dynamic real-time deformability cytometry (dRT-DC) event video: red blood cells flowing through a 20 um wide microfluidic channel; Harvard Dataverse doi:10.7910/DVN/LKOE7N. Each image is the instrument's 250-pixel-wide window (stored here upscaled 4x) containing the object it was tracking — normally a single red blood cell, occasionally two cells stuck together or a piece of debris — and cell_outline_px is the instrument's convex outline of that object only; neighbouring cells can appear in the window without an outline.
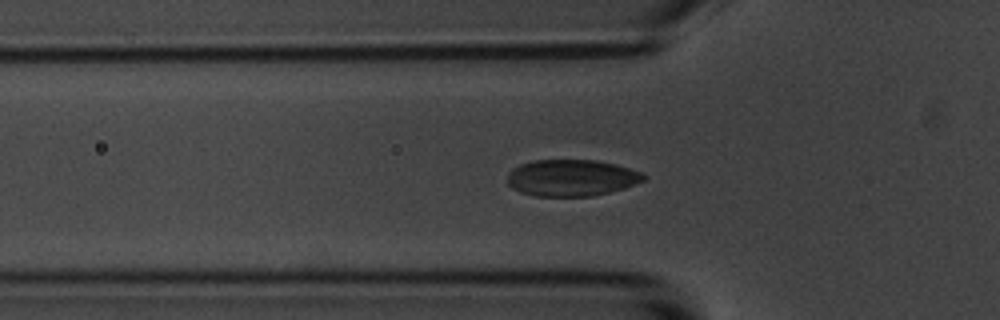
{"species": "common noctule bat (a hibernating species)", "species_latin": "Nyctalus noctula", "temperature_condition": "room temperature", "stored_images_in_passage": 49, "camera_frame_rate_fps": 3000, "um_per_image_px": 0.085, "animal": {"sex": "male", "body_mass_g": 20.1, "forearm_length_mm": 53.5}, "frame": {"image": 1, "passage_image": 18, "time_ms": 5.667, "image_size_px": [1000, 320], "cell_outline_px": [[648, 176], [644, 180], [624, 188], [592, 196], [536, 196], [520, 192], [512, 188], [508, 184], [508, 172], [512, 168], [520, 164], [532, 160], [596, 160], [616, 164], [640, 172]], "centroid_in_image_um": [48.55, 15.11], "position_along_channel_um": 77.2, "area_um2": 29.07}}
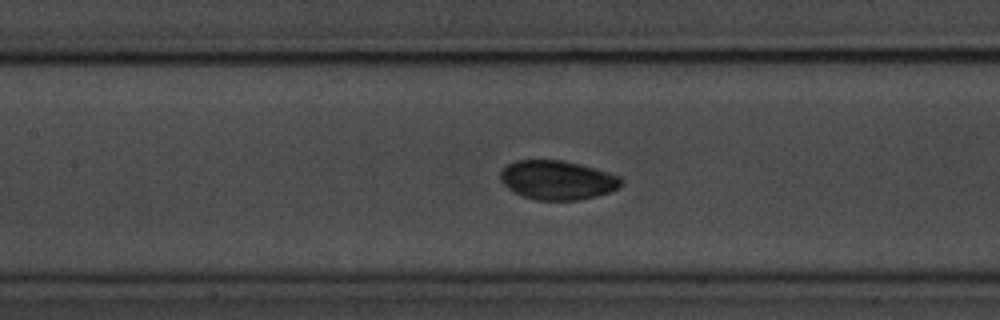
{"frame": {"image": 2, "passage_image": 25, "time_ms": 8.0, "image_size_px": [1000, 320], "cell_outline_px": [[624, 184], [620, 188], [596, 196], [580, 200], [536, 200], [520, 196], [512, 192], [500, 180], [500, 172], [508, 164], [516, 160], [564, 160], [596, 168], [620, 176], [624, 180]], "centroid_in_image_um": [47.4, 15.31], "position_along_channel_um": 160.0, "area_um2": 27.92}}
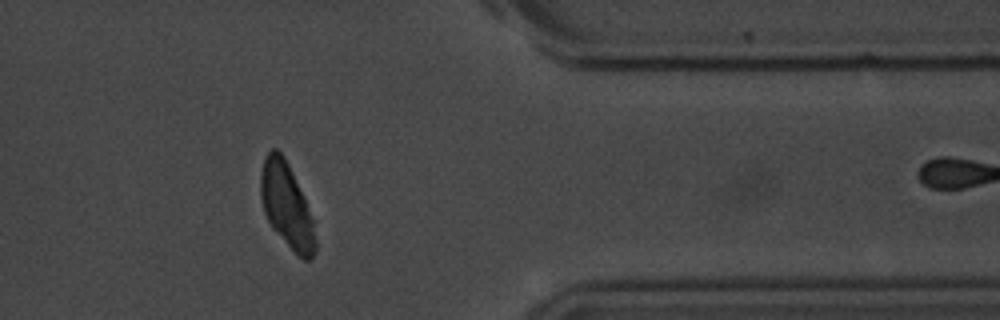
{"frame": {"image": 3, "passage_image": 46, "time_ms": 15.0, "image_size_px": [1000, 320], "cell_outline_px": [[316, 252], [312, 260], [304, 260], [272, 228], [264, 212], [260, 196], [260, 172], [264, 156], [272, 148], [276, 148], [284, 156], [304, 196], [312, 220], [316, 240]], "centroid_in_image_um": [24.35, 17.43], "position_along_channel_um": 387.1, "area_um2": 26.76}, "authors_computed_cell_mechanics": {"area_um2": 28.0908, "velocity_mm_per_s": 3.5044, "shape_relaxation_time_tau1_ms": 2.0254, "shape_relaxation_time_tau2_ms": 4.3154, "deformation_change_tau1": 0.0748, "deformation_change_tau2": 0.0496}}